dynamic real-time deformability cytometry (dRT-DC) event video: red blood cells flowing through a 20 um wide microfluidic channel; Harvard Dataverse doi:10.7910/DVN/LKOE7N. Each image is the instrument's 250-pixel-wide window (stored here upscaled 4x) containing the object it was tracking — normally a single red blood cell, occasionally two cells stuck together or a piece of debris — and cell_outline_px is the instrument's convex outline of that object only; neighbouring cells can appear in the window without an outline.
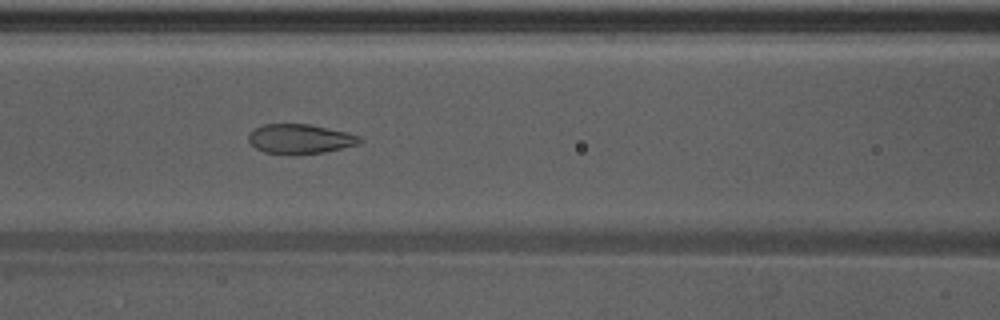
{"species": "Egyptian fruit bat (a non-hibernating species)", "species_latin": "Rousettus aegyptiacus", "temperature_condition": "warm", "stored_images_in_passage": 50, "camera_frame_rate_fps": 3000, "um_per_image_px": 0.085, "animal": {"sex": "male"}, "frame": {"image": 1, "passage_image": 22, "time_ms": 7.0, "image_size_px": [1000, 320], "cell_outline_px": [[364, 140], [360, 144], [324, 152], [292, 156], [264, 152], [256, 148], [248, 140], [248, 132], [264, 124], [308, 124], [348, 132], [360, 136]], "centroid_in_image_um": [25.52, 11.83], "position_along_channel_um": 141.1, "area_um2": 19.54}}
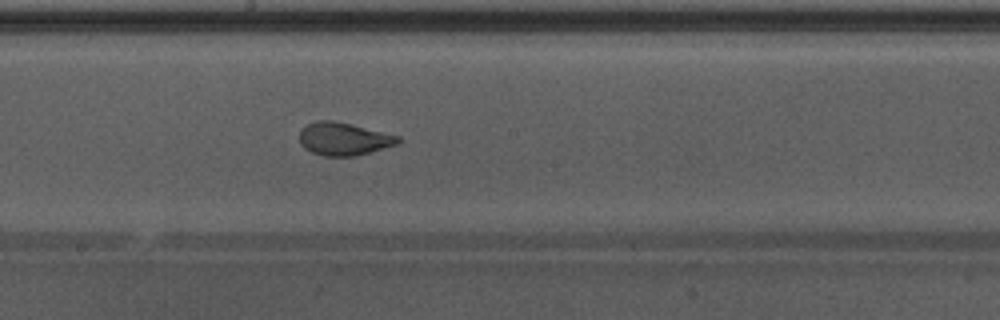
{"frame": {"image": 2, "passage_image": 28, "time_ms": 9.0, "image_size_px": [1000, 320], "cell_outline_px": [[400, 144], [356, 156], [324, 156], [312, 152], [304, 148], [300, 144], [300, 132], [308, 124], [316, 120], [332, 120], [352, 124], [400, 136]], "centroid_in_image_um": [29.25, 11.81], "position_along_channel_um": 219.0, "area_um2": 18.96}}
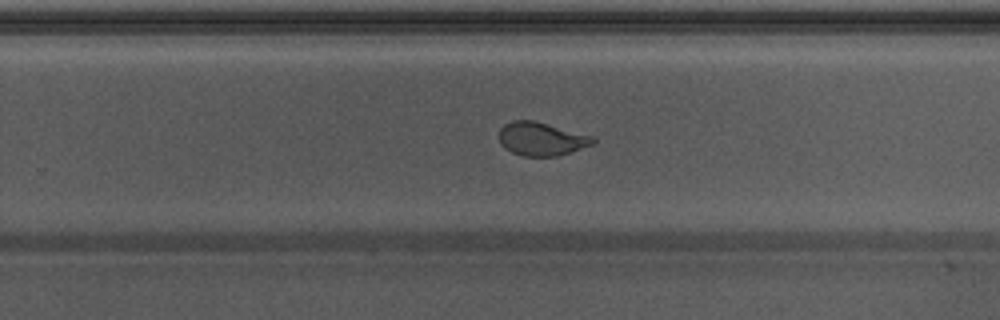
{"frame": {"image": 3, "passage_image": 33, "time_ms": 10.667, "image_size_px": [1000, 320], "cell_outline_px": [[596, 144], [556, 156], [524, 156], [512, 152], [504, 148], [500, 144], [500, 128], [504, 124], [512, 120], [536, 120], [592, 136], [596, 140]], "centroid_in_image_um": [46.02, 11.8], "position_along_channel_um": 283.8, "area_um2": 18.38}}